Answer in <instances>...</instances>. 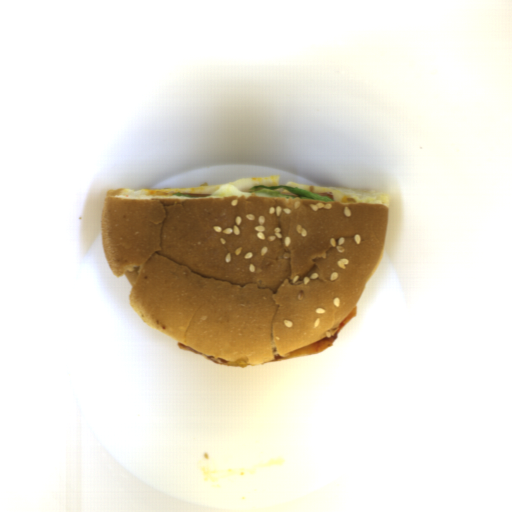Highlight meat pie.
Returning a JSON list of instances; mask_svg holds the SVG:
<instances>
[{
	"label": "meat pie",
	"instance_id": "meat-pie-5",
	"mask_svg": "<svg viewBox=\"0 0 512 512\" xmlns=\"http://www.w3.org/2000/svg\"><path fill=\"white\" fill-rule=\"evenodd\" d=\"M274 191H277L281 194L291 195L293 198H298L296 195H294L293 193L289 192L287 189L284 188L275 189Z\"/></svg>",
	"mask_w": 512,
	"mask_h": 512
},
{
	"label": "meat pie",
	"instance_id": "meat-pie-1",
	"mask_svg": "<svg viewBox=\"0 0 512 512\" xmlns=\"http://www.w3.org/2000/svg\"><path fill=\"white\" fill-rule=\"evenodd\" d=\"M357 313H358V308H357V303H356L354 305V307L350 310L348 315L345 317L343 322L338 326L336 333L333 334L332 336L320 339L316 342H313L305 347H302L294 352H291V353L285 355L284 357L276 355L272 361H267V362L272 363V362H276V361H280V360H284V359H295V358H300V357H306V356H310V355L325 351L326 349L330 348L332 346V344L335 342L340 328L343 325H345L348 321L353 319Z\"/></svg>",
	"mask_w": 512,
	"mask_h": 512
},
{
	"label": "meat pie",
	"instance_id": "meat-pie-3",
	"mask_svg": "<svg viewBox=\"0 0 512 512\" xmlns=\"http://www.w3.org/2000/svg\"><path fill=\"white\" fill-rule=\"evenodd\" d=\"M307 191H310L320 197H329L332 200H334L333 192L331 191H317L314 184H310L309 189Z\"/></svg>",
	"mask_w": 512,
	"mask_h": 512
},
{
	"label": "meat pie",
	"instance_id": "meat-pie-4",
	"mask_svg": "<svg viewBox=\"0 0 512 512\" xmlns=\"http://www.w3.org/2000/svg\"><path fill=\"white\" fill-rule=\"evenodd\" d=\"M183 194H187L189 196H192L193 198L203 199V198H209L212 193H186L185 192Z\"/></svg>",
	"mask_w": 512,
	"mask_h": 512
},
{
	"label": "meat pie",
	"instance_id": "meat-pie-2",
	"mask_svg": "<svg viewBox=\"0 0 512 512\" xmlns=\"http://www.w3.org/2000/svg\"><path fill=\"white\" fill-rule=\"evenodd\" d=\"M176 344H177V346H178L181 350H184V351H190V352H192V353H194V354H196V355H198V356L205 357V358H207L208 360H210V361L214 362V363H215V364H217V365L230 366V365H228V360H226V359H223V358H221V357H214V356H208V355H205V354H203V353H200V352H198V351H195V350L191 349L190 347H188V346L184 345L183 343H181V342H179V341H178V342H176Z\"/></svg>",
	"mask_w": 512,
	"mask_h": 512
}]
</instances>
